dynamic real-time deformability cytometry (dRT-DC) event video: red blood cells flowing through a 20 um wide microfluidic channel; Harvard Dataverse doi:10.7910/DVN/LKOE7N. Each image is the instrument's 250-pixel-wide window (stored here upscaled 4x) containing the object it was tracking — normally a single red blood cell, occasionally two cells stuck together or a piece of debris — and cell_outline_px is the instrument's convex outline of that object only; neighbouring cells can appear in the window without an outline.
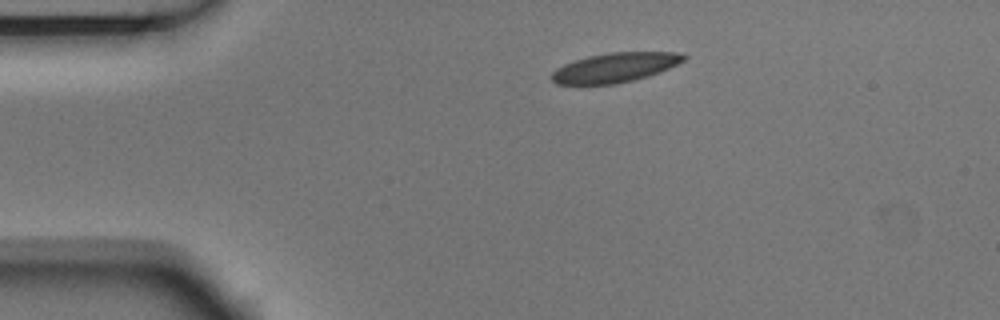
{"species": "Egyptian fruit bat (a non-hibernating species)", "species_latin": "Rousettus aegyptiacus", "temperature_condition": "room temperature", "stored_images_in_passage": 3, "camera_frame_rate_fps": 3000, "um_per_image_px": 0.085, "animal": {"sex": "male"}, "frame": {"image": 1, "passage_image": 1, "time_ms": 0.0, "image_size_px": [1000, 320], "cell_outline_px": [[688, 56], [684, 60], [660, 72], [648, 76], [616, 84], [556, 84], [552, 80], [552, 72], [556, 68], [564, 64], [588, 56], [608, 52], [676, 52]], "centroid_in_image_um": [52.27, 5.74], "position_along_channel_um": 32.7, "area_um2": 22.54}}
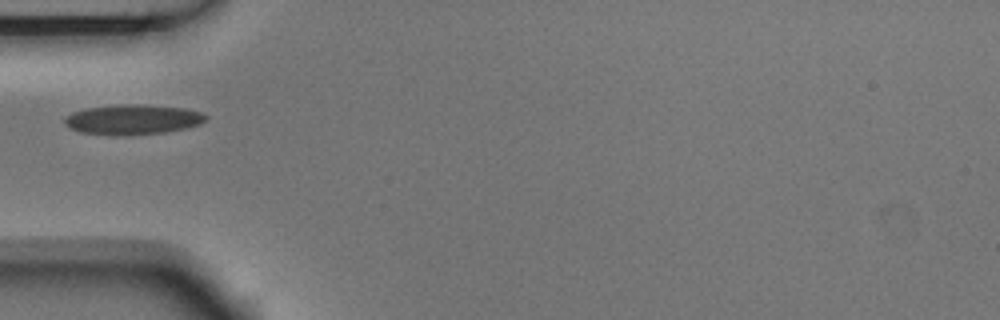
{"frame": {"image": 2, "passage_image": 3, "time_ms": 0.667, "image_size_px": [1000, 320], "cell_outline_px": [[208, 120], [200, 124], [184, 128], [164, 132], [80, 132], [68, 128], [64, 124], [64, 116], [72, 112], [84, 108], [120, 104], [140, 104], [184, 108], [200, 112], [208, 116]], "centroid_in_image_um": [11.28, 10.09], "position_along_channel_um": 73.7, "area_um2": 23.7}}